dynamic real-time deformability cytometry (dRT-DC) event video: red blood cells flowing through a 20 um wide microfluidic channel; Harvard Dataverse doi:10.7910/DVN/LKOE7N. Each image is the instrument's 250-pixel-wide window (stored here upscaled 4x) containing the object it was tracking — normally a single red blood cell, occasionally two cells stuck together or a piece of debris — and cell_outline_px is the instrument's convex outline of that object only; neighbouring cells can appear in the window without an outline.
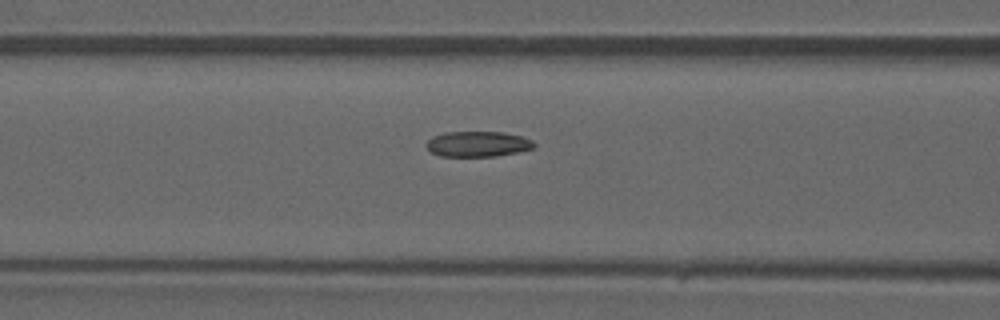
{"species": "common noctule bat (a hibernating species)", "species_latin": "Nyctalus noctula", "temperature_condition": "warm", "stored_images_in_passage": 11, "camera_frame_rate_fps": 3000, "um_per_image_px": 0.085, "animal": {"sex": "male", "forearm_length_mm": 52.5}, "frame": {"image": 1, "passage_image": 10, "time_ms": 3.0, "image_size_px": [1000, 320], "cell_outline_px": [[536, 144], [532, 148], [516, 152], [496, 156], [440, 156], [432, 152], [424, 144], [432, 136], [444, 132], [504, 132], [520, 136], [532, 140]], "centroid_in_image_um": [40.58, 12.23], "position_along_channel_um": 126.0, "area_um2": 15.9}}